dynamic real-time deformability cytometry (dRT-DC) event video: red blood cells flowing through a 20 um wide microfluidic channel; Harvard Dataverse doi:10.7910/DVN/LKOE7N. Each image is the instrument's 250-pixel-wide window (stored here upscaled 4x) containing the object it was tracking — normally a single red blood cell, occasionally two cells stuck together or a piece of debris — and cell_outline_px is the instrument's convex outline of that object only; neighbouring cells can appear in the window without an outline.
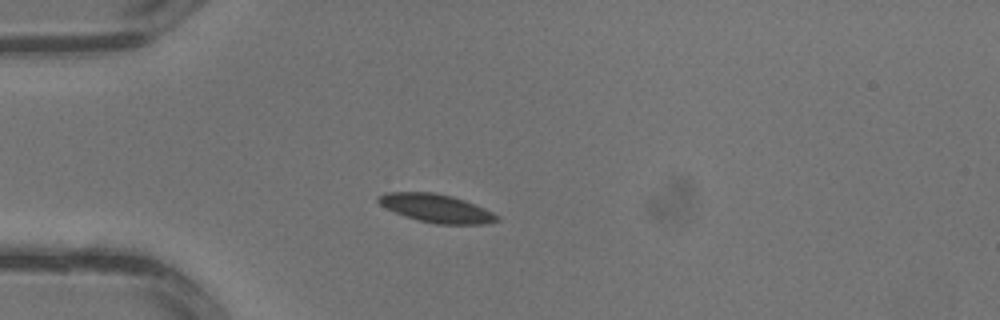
{"species": "common noctule bat (a hibernating species)", "species_latin": "Nyctalus noctula", "temperature_condition": "warm", "stored_images_in_passage": 1, "camera_frame_rate_fps": 3000, "um_per_image_px": 0.085, "animal": {"sex": "male", "body_mass_g": 13.3}, "frame": {"image": 1, "passage_image": 1, "time_ms": 0.0, "image_size_px": [1000, 320], "cell_outline_px": [[500, 220], [484, 224], [436, 224], [420, 220], [396, 212], [380, 204], [376, 200], [376, 196], [384, 192], [432, 192], [452, 196], [464, 200], [484, 208], [500, 216]], "centroid_in_image_um": [37.1, 17.69], "position_along_channel_um": 47.9, "area_um2": 19.36}}